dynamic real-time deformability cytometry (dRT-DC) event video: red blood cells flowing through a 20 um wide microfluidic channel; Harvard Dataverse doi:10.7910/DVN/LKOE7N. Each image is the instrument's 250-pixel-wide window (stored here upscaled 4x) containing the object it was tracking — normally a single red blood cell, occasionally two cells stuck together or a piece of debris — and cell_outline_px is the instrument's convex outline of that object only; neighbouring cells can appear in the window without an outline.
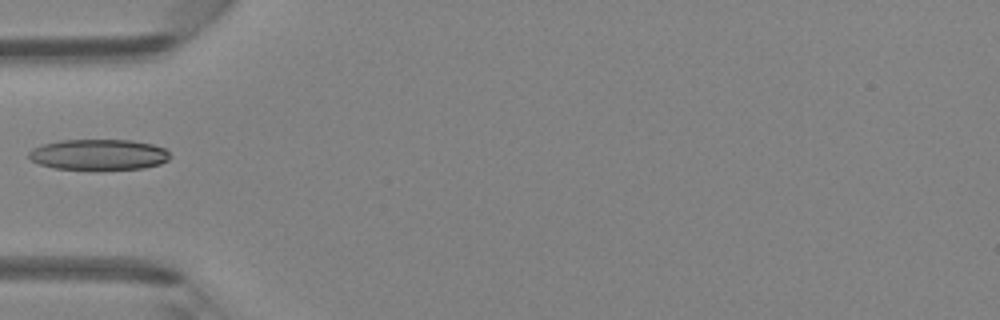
{"species": "Egyptian fruit bat (a non-hibernating species)", "species_latin": "Rousettus aegyptiacus", "temperature_condition": "room temperature", "stored_images_in_passage": 4, "camera_frame_rate_fps": 3000, "um_per_image_px": 0.085, "animal": {"sex": "female"}, "frame": {"image": 1, "passage_image": 4, "time_ms": 4.333, "image_size_px": [1000, 320], "cell_outline_px": [[168, 160], [160, 164], [144, 168], [92, 172], [52, 168], [40, 164], [32, 160], [28, 156], [28, 152], [32, 148], [44, 144], [60, 140], [132, 140], [152, 144], [164, 148], [168, 152]], "centroid_in_image_um": [8.36, 13.18], "position_along_channel_um": 76.6, "area_um2": 26.13}}